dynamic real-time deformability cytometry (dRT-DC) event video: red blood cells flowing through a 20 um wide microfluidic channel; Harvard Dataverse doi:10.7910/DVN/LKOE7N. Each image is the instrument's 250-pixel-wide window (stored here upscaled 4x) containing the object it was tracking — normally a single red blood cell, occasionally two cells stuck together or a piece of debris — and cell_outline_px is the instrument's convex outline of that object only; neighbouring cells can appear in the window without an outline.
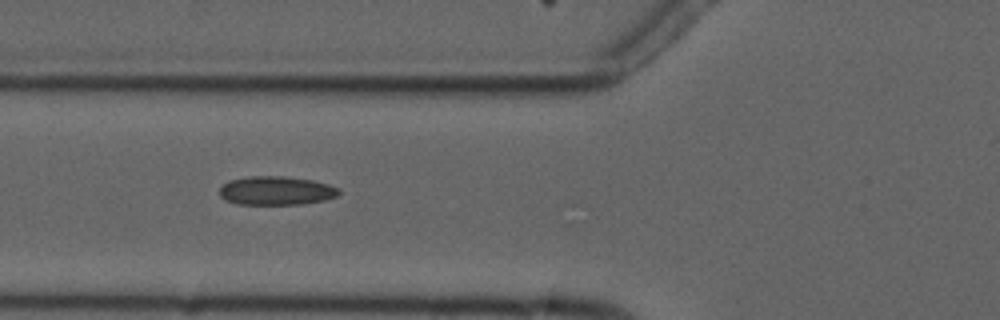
{"species": "common noctule bat (a hibernating species)", "species_latin": "Nyctalus noctula", "temperature_condition": "cold", "stored_images_in_passage": 8, "camera_frame_rate_fps": 3000, "um_per_image_px": 0.085, "animal": {"sex": "male", "forearm_length_mm": 52.5}, "frame": {"image": 1, "passage_image": 5, "time_ms": 4.333, "image_size_px": [1000, 320], "cell_outline_px": [[340, 192], [336, 196], [324, 200], [300, 204], [236, 204], [224, 200], [220, 196], [220, 188], [228, 180], [252, 176], [284, 176], [312, 180], [328, 184], [340, 188]], "centroid_in_image_um": [23.46, 16.2], "position_along_channel_um": 102.3, "area_um2": 20.0}}
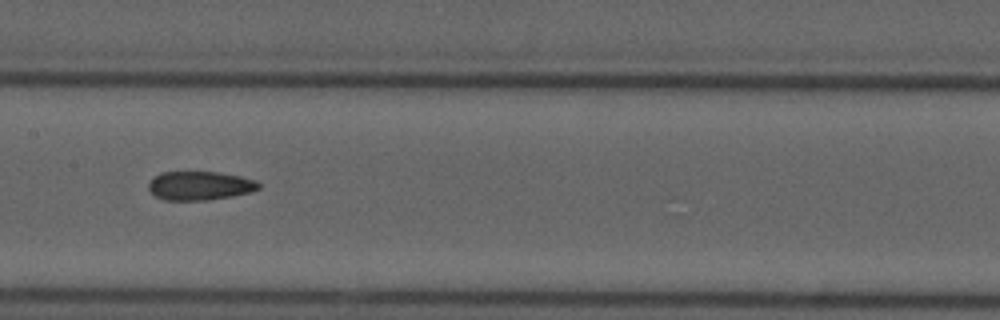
{"frame": {"image": 2, "passage_image": 7, "time_ms": 6.667, "image_size_px": [1000, 320], "cell_outline_px": [[260, 188], [248, 192], [232, 196], [208, 200], [164, 200], [156, 196], [148, 188], [148, 184], [160, 172], [216, 172], [240, 176], [256, 180], [260, 184]], "centroid_in_image_um": [16.99, 15.78], "position_along_channel_um": 190.4, "area_um2": 18.32}}
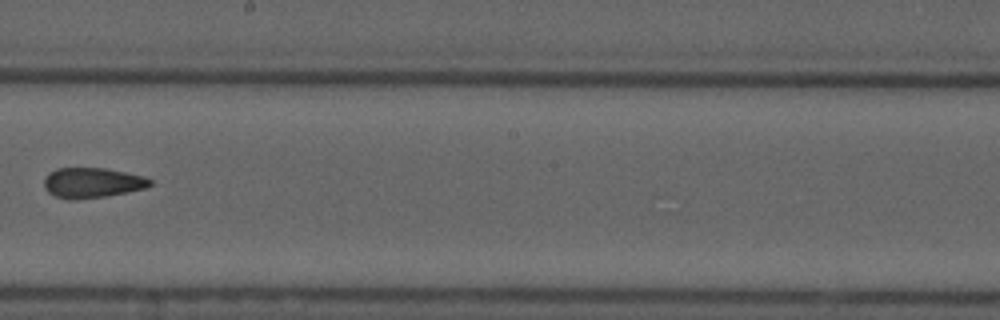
{"frame": {"image": 3, "passage_image": 8, "time_ms": 8.0, "image_size_px": [1000, 320], "cell_outline_px": [[152, 184], [144, 188], [108, 196], [76, 200], [68, 200], [56, 196], [48, 192], [44, 188], [44, 176], [48, 172], [56, 168], [104, 168], [144, 176], [152, 180]], "centroid_in_image_um": [7.79, 15.54], "position_along_channel_um": 240.4, "area_um2": 18.79}}